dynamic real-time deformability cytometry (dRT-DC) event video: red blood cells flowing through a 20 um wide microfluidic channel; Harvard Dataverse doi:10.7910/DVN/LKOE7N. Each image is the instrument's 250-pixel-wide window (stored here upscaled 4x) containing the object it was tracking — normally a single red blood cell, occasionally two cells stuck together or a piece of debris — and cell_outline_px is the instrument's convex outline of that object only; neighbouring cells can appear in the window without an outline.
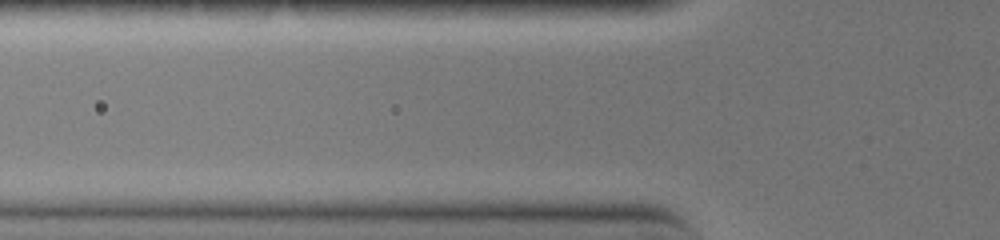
{"species": "common noctule bat (a hibernating species)", "species_latin": "Nyctalus noctula", "temperature_condition": "warm", "stored_images_in_passage": 4, "camera_frame_rate_fps": 3000, "um_per_image_px": 0.085, "animal": {"sex": "female", "body_mass_g": 19.0, "forearm_length_mm": 51.5}, "frame": {"image": 1, "passage_image": 3, "time_ms": 0.667, "image_size_px": [1000, 240], "cell_outline_px": [[620, 164], [612, 168], [500, 168], [484, 164], [484, 160], [500, 156], [600, 156], [612, 160]], "centroid_in_image_um": [46.84, 13.78], "position_along_channel_um": 79.0, "area_um2": 10.69}}